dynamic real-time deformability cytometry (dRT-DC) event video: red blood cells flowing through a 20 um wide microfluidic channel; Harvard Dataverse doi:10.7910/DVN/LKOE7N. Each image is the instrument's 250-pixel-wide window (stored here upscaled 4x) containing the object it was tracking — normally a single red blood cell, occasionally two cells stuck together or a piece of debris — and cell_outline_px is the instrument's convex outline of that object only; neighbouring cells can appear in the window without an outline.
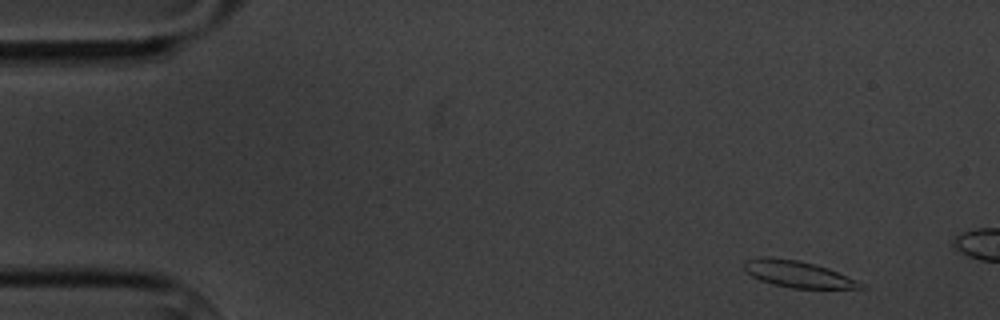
{"species": "common noctule bat (a hibernating species)", "species_latin": "Nyctalus noctula", "temperature_condition": "cold", "stored_images_in_passage": 4, "camera_frame_rate_fps": 3000, "um_per_image_px": 0.085, "animal": {"sex": "male", "body_mass_g": 20.1, "forearm_length_mm": 53.5}, "frame": {"image": 1, "passage_image": 1, "time_ms": 0.0, "image_size_px": [1000, 320], "cell_outline_px": [[868, 288], [792, 288], [772, 284], [760, 280], [752, 276], [744, 268], [744, 260], [764, 256], [796, 260], [828, 268], [856, 280]], "centroid_in_image_um": [67.78, 23.3], "position_along_channel_um": 17.2, "area_um2": 17.69}}